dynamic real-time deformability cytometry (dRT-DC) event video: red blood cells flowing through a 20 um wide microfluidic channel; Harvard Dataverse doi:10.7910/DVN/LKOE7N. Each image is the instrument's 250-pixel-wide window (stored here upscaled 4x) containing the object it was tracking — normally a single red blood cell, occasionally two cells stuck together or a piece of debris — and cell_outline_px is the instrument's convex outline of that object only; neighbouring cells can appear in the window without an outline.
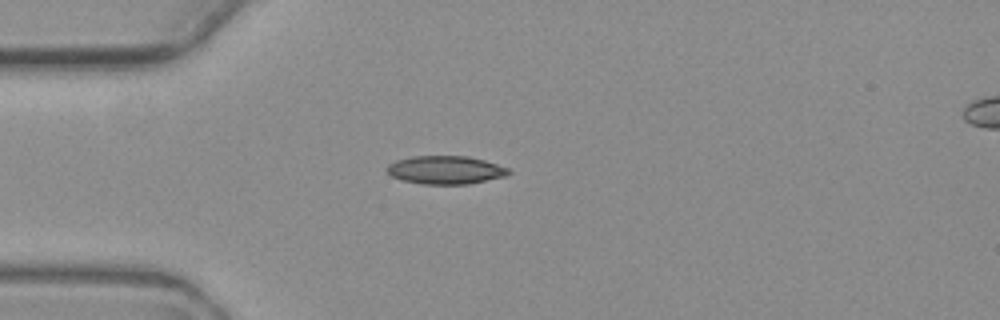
{"species": "common noctule bat (a hibernating species)", "species_latin": "Nyctalus noctula", "temperature_condition": "warm", "stored_images_in_passage": 2, "segment_of_instrument_passage": [1, 2], "camera_frame_rate_fps": 3000, "um_per_image_px": 0.085, "animal": {"sex": "female", "body_mass_g": 19.3, "forearm_length_mm": 54.1}, "frame": {"image": 1, "passage_image": 1, "time_ms": 0.0, "image_size_px": [1000, 320], "cell_outline_px": [[512, 172], [504, 176], [468, 184], [420, 184], [400, 180], [392, 176], [384, 168], [388, 164], [396, 160], [412, 156], [468, 156], [484, 160], [508, 168]], "centroid_in_image_um": [37.82, 14.44], "position_along_channel_um": 47.2, "area_um2": 20.06}}